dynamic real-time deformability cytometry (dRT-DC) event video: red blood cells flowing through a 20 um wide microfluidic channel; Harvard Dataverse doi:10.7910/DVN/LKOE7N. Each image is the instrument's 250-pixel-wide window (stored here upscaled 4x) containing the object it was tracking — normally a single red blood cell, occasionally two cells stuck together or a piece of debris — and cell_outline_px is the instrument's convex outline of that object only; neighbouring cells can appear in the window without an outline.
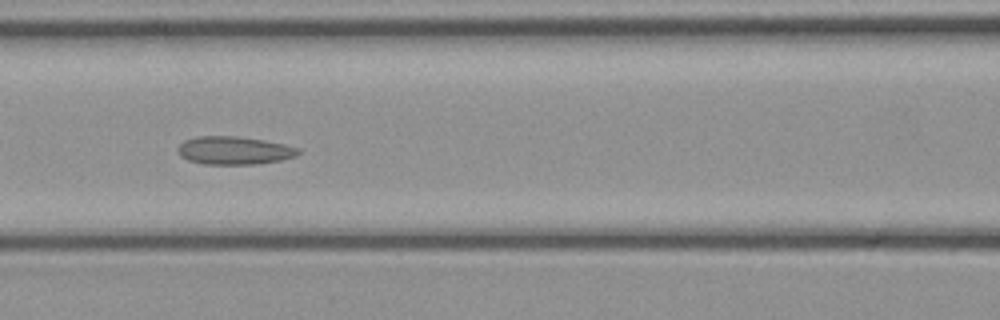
{"species": "common noctule bat (a hibernating species)", "species_latin": "Nyctalus noctula", "temperature_condition": "cold", "stored_images_in_passage": 40, "camera_frame_rate_fps": 3000, "um_per_image_px": 0.085, "animal": {"sex": "female", "body_mass_g": 21.9}, "frame": {"image": 1, "passage_image": 14, "time_ms": 4.333, "image_size_px": [1000, 320], "cell_outline_px": [[300, 152], [296, 156], [280, 160], [256, 164], [204, 164], [188, 160], [180, 156], [176, 148], [184, 140], [196, 136], [236, 136], [264, 140], [284, 144], [300, 148]], "centroid_in_image_um": [19.88, 12.78], "position_along_channel_um": 146.7, "area_um2": 19.77}}
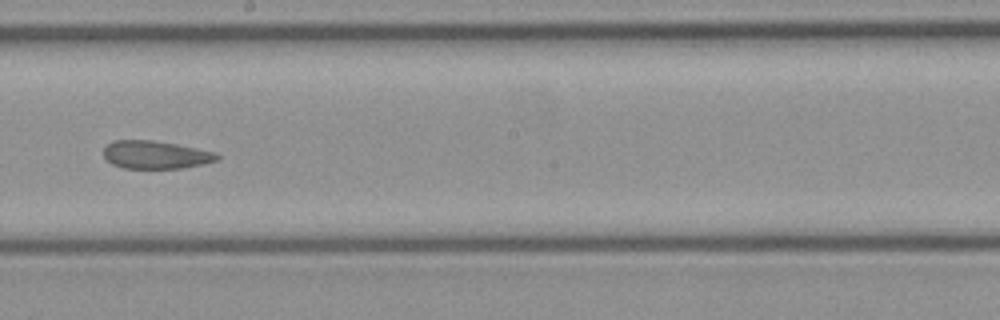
{"frame": {"image": 2, "passage_image": 20, "time_ms": 6.333, "image_size_px": [1000, 320], "cell_outline_px": [[220, 156], [216, 160], [204, 164], [180, 168], [124, 168], [112, 164], [104, 156], [104, 148], [112, 140], [152, 140], [176, 144], [216, 152]], "centroid_in_image_um": [13.22, 13.15], "position_along_channel_um": 235.0, "area_um2": 18.38}}
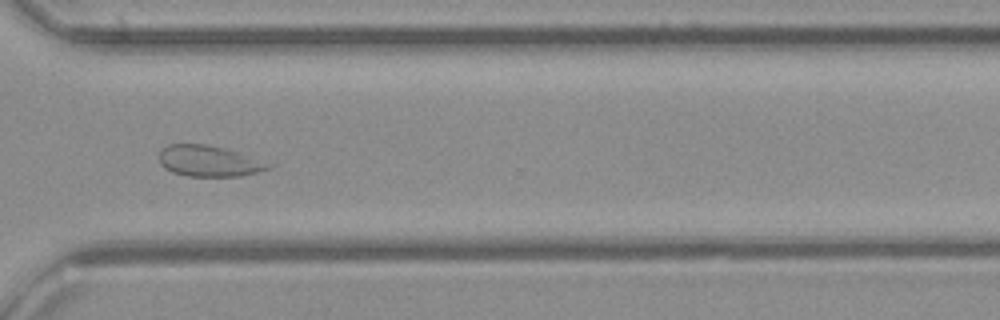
{"frame": {"image": 3, "passage_image": 28, "time_ms": 9.0, "image_size_px": [1000, 320], "cell_outline_px": [[276, 164], [268, 168], [256, 172], [240, 176], [188, 176], [172, 172], [164, 168], [160, 164], [160, 148], [168, 144], [208, 144], [224, 148]], "centroid_in_image_um": [17.74, 13.68], "position_along_channel_um": 352.9, "area_um2": 19.77}}